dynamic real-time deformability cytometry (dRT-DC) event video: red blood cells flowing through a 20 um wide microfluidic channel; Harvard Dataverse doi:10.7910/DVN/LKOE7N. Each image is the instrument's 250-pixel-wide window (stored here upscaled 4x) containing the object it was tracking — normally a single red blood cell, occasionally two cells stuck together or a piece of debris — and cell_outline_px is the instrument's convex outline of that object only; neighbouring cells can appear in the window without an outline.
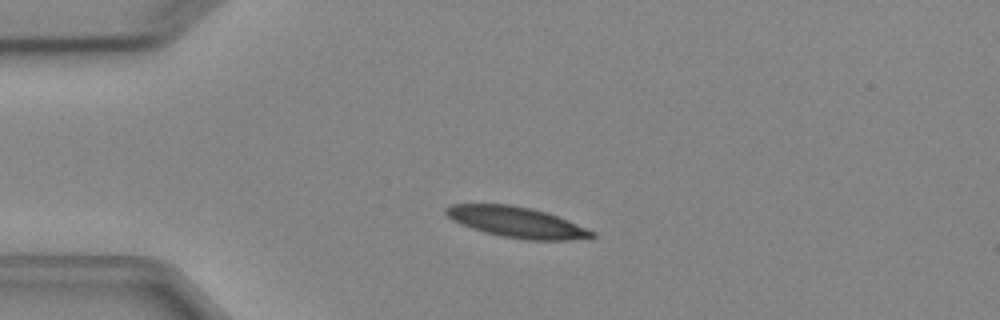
{"species": "Egyptian fruit bat (a non-hibernating species)", "species_latin": "Rousettus aegyptiacus", "temperature_condition": "cold", "stored_images_in_passage": 4, "camera_frame_rate_fps": 3000, "um_per_image_px": 0.085, "animal": {"sex": "female"}, "frame": {"image": 1, "passage_image": 3, "time_ms": 2.333, "image_size_px": [1000, 320], "cell_outline_px": [[596, 236], [568, 240], [528, 240], [500, 236], [484, 232], [460, 224], [452, 220], [444, 212], [444, 208], [452, 204], [512, 204], [532, 208], [568, 220], [596, 232]], "centroid_in_image_um": [43.89, 18.88], "position_along_channel_um": 41.1, "area_um2": 26.07}}